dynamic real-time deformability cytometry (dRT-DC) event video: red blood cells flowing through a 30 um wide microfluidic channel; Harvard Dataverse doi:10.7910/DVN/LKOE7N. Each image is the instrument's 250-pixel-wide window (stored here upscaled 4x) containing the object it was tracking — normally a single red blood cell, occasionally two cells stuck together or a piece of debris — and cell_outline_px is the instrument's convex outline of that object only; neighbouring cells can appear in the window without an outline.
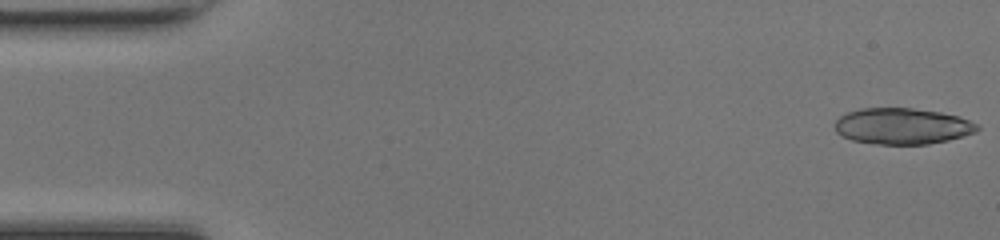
{"species": "common noctule bat (a hibernating species)", "species_latin": "Nyctalus noctula", "temperature_condition": "room temperature", "stored_images_in_passage": 48, "camera_frame_rate_fps": 3000, "um_per_image_px": 0.085, "animal": {"sex": "female", "body_mass_g": 17.0, "forearm_length_mm": 48.0}, "frame": {"image": 1, "passage_image": 1, "time_ms": 0.0, "image_size_px": [1000, 240], "cell_outline_px": [[980, 128], [976, 132], [948, 140], [928, 144], [876, 144], [852, 140], [836, 132], [836, 120], [840, 116], [848, 112], [860, 108], [912, 108], [940, 112], [956, 116], [968, 120], [976, 124]], "centroid_in_image_um": [76.69, 10.72], "position_along_channel_um": 8.3, "area_um2": 29.77}}
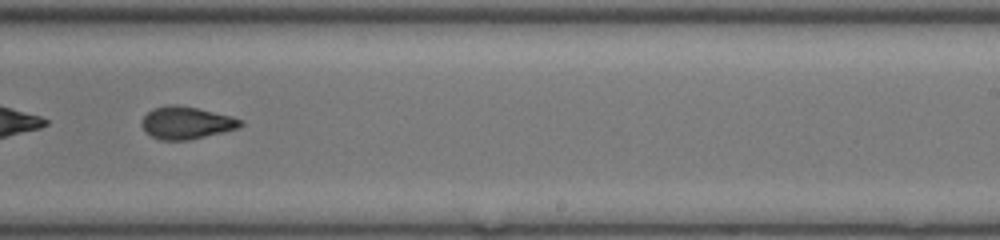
{"frame": {"image": 2, "passage_image": 30, "time_ms": 9.667, "image_size_px": [1000, 240], "cell_outline_px": [[244, 124], [240, 128], [224, 132], [188, 140], [160, 140], [144, 132], [140, 124], [140, 120], [152, 108], [168, 104], [172, 104], [196, 108], [232, 116], [244, 120]], "centroid_in_image_um": [15.83, 10.44], "position_along_channel_um": 273.2, "area_um2": 18.9}}
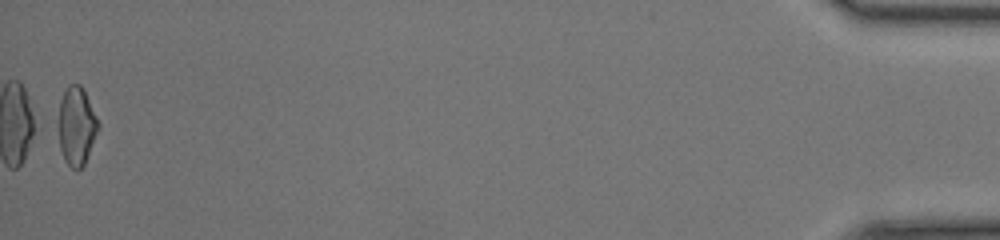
{"frame": {"image": 3, "passage_image": 48, "time_ms": 15.667, "image_size_px": [1000, 240], "cell_outline_px": [[100, 128], [88, 156], [84, 164], [80, 168], [72, 168], [64, 160], [60, 148], [60, 100], [68, 84], [80, 84], [84, 88], [100, 124]], "centroid_in_image_um": [6.55, 10.69], "position_along_channel_um": 428.7, "area_um2": 18.03}, "authors_computed_cell_mechanics": {"area_um2": 19.1896, "velocity_mm_per_s": 4.3064, "shape_relaxation_time_tau1_ms": 10.2986, "shape_relaxation_time_tau2_ms": 2.2696, "deformation_change_tau1": 0.2418, "deformation_change_tau2": 0.0909}}